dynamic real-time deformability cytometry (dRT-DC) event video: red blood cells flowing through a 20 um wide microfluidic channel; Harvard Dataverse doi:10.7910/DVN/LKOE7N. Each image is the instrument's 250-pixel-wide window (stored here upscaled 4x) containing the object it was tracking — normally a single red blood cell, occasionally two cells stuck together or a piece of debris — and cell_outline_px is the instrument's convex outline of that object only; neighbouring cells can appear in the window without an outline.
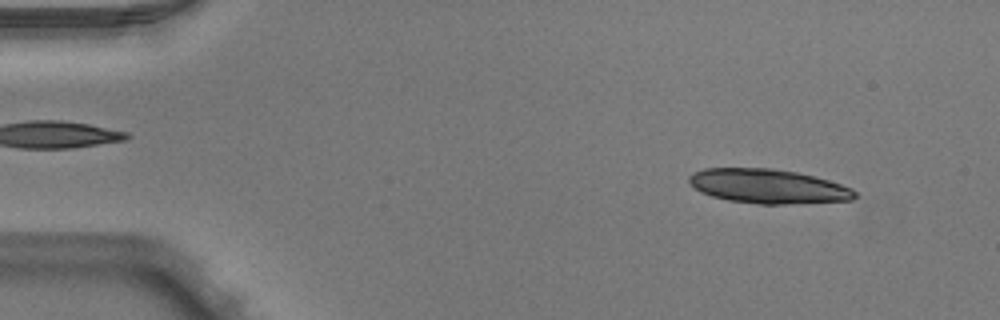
{"species": "Egyptian fruit bat (a non-hibernating species)", "species_latin": "Rousettus aegyptiacus", "temperature_condition": "warm", "stored_images_in_passage": 48, "camera_frame_rate_fps": 3000, "um_per_image_px": 0.085, "animal": {"sex": "male"}, "frame": {"image": 1, "passage_image": 4, "time_ms": 1.0, "image_size_px": [1000, 320], "cell_outline_px": [[856, 196], [852, 200], [784, 204], [756, 204], [728, 200], [712, 196], [700, 192], [688, 180], [688, 176], [692, 172], [704, 168], [772, 168], [796, 172], [828, 180], [852, 188], [856, 192]], "centroid_in_image_um": [65.26, 15.83], "position_along_channel_um": 19.7, "area_um2": 33.06}}
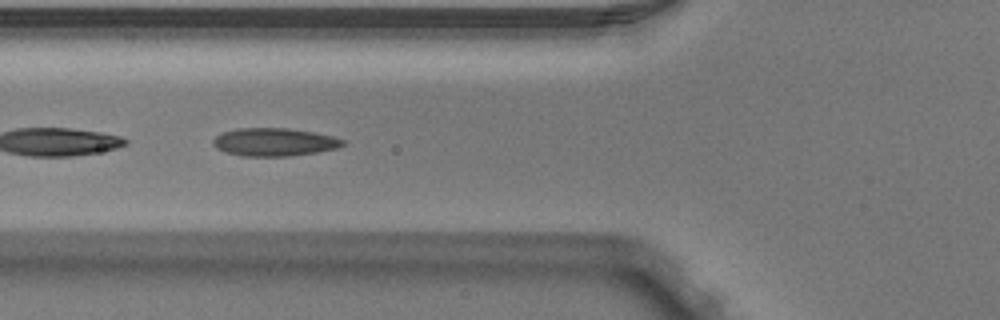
{"frame": {"image": 2, "passage_image": 18, "time_ms": 5.667, "image_size_px": [1000, 320], "cell_outline_px": [[344, 144], [336, 148], [316, 152], [288, 156], [244, 156], [224, 152], [216, 148], [212, 144], [212, 140], [216, 136], [224, 132], [236, 128], [288, 128], [312, 132], [332, 136], [344, 140]], "centroid_in_image_um": [23.26, 12.07], "position_along_channel_um": 102.5, "area_um2": 21.04}}
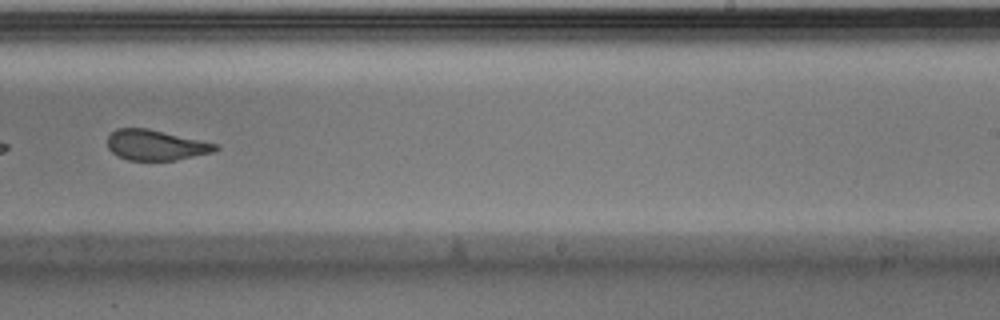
{"frame": {"image": 3, "passage_image": 31, "time_ms": 10.0, "image_size_px": [1000, 320], "cell_outline_px": [[220, 148], [212, 152], [176, 160], [128, 160], [112, 152], [108, 148], [108, 136], [116, 128], [148, 128], [220, 144]], "centroid_in_image_um": [13.27, 12.32], "position_along_channel_um": 275.7, "area_um2": 19.13}, "authors_computed_cell_mechanics": {"area_um2": 21.5594, "velocity_mm_per_s": 3.9971, "shape_relaxation_time_tau1_ms": null, "shape_relaxation_time_tau2_ms": 1.389, "deformation_change_tau1": null, "deformation_change_tau2": 0.0834}}